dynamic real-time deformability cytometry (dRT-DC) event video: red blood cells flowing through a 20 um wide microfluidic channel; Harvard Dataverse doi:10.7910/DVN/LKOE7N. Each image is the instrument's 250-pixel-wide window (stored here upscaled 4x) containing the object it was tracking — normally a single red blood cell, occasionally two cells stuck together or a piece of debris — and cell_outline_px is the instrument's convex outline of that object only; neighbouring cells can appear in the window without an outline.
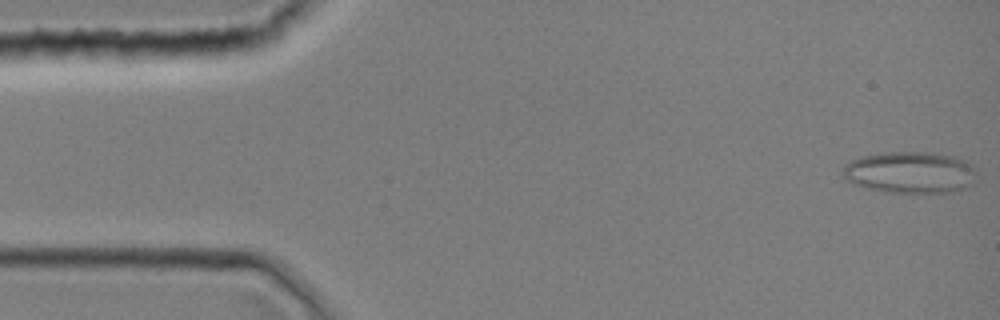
{"species": "common noctule bat (a hibernating species)", "species_latin": "Nyctalus noctula", "temperature_condition": "room temperature", "stored_images_in_passage": 12, "camera_frame_rate_fps": 3000, "um_per_image_px": 0.085, "animal": {"sex": "female", "body_mass_g": 19.0, "forearm_length_mm": 51.5}, "frame": {"image": 1, "passage_image": 1, "time_ms": 0.0, "image_size_px": [1000, 320], "cell_outline_px": [[976, 172], [972, 184], [952, 192], [888, 192], [864, 188], [852, 184], [844, 180], [840, 172], [844, 164], [852, 160], [864, 156], [888, 152], [932, 152], [956, 156], [972, 164]], "centroid_in_image_um": [77.31, 14.65], "position_along_channel_um": 7.7, "area_um2": 32.77}}
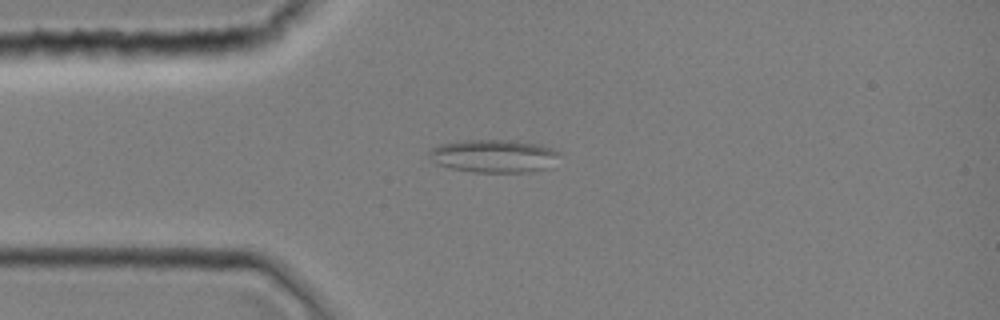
{"frame": {"image": 2, "passage_image": 10, "time_ms": 3.0, "image_size_px": [1000, 320], "cell_outline_px": [[560, 152], [548, 168], [528, 172], [476, 172], [448, 168], [436, 164], [428, 156], [428, 152], [432, 148], [440, 144], [464, 140], [512, 140], [540, 144], [552, 148]], "centroid_in_image_um": [41.94, 13.26], "position_along_channel_um": 43.1, "area_um2": 25.09}}